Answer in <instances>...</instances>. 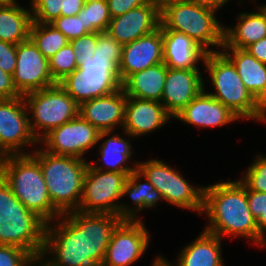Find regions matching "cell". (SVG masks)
<instances>
[{
	"label": "cell",
	"mask_w": 266,
	"mask_h": 266,
	"mask_svg": "<svg viewBox=\"0 0 266 266\" xmlns=\"http://www.w3.org/2000/svg\"><path fill=\"white\" fill-rule=\"evenodd\" d=\"M141 178H145L144 182L139 183ZM125 195L129 196L136 205L135 208L137 209L134 208V219H140L136 215L139 211H142L144 208H151L158 204L159 200H163L161 193L155 189L138 169L128 175L122 191V197Z\"/></svg>",
	"instance_id": "cell-29"
},
{
	"label": "cell",
	"mask_w": 266,
	"mask_h": 266,
	"mask_svg": "<svg viewBox=\"0 0 266 266\" xmlns=\"http://www.w3.org/2000/svg\"><path fill=\"white\" fill-rule=\"evenodd\" d=\"M38 264H40V265H38ZM33 265L34 266H36V265H38V266H48L42 261L41 258L34 259L31 266H33Z\"/></svg>",
	"instance_id": "cell-49"
},
{
	"label": "cell",
	"mask_w": 266,
	"mask_h": 266,
	"mask_svg": "<svg viewBox=\"0 0 266 266\" xmlns=\"http://www.w3.org/2000/svg\"><path fill=\"white\" fill-rule=\"evenodd\" d=\"M46 222L37 214L0 216V245L17 246L34 259L44 249Z\"/></svg>",
	"instance_id": "cell-15"
},
{
	"label": "cell",
	"mask_w": 266,
	"mask_h": 266,
	"mask_svg": "<svg viewBox=\"0 0 266 266\" xmlns=\"http://www.w3.org/2000/svg\"><path fill=\"white\" fill-rule=\"evenodd\" d=\"M122 48L123 45L107 32L97 33V46L93 56L111 57V62L119 68L122 59Z\"/></svg>",
	"instance_id": "cell-37"
},
{
	"label": "cell",
	"mask_w": 266,
	"mask_h": 266,
	"mask_svg": "<svg viewBox=\"0 0 266 266\" xmlns=\"http://www.w3.org/2000/svg\"><path fill=\"white\" fill-rule=\"evenodd\" d=\"M166 74L167 66L159 63L129 75L121 88L126 96L161 102Z\"/></svg>",
	"instance_id": "cell-25"
},
{
	"label": "cell",
	"mask_w": 266,
	"mask_h": 266,
	"mask_svg": "<svg viewBox=\"0 0 266 266\" xmlns=\"http://www.w3.org/2000/svg\"><path fill=\"white\" fill-rule=\"evenodd\" d=\"M48 62L50 74L56 83H59L78 68L73 46L70 42L49 58Z\"/></svg>",
	"instance_id": "cell-32"
},
{
	"label": "cell",
	"mask_w": 266,
	"mask_h": 266,
	"mask_svg": "<svg viewBox=\"0 0 266 266\" xmlns=\"http://www.w3.org/2000/svg\"><path fill=\"white\" fill-rule=\"evenodd\" d=\"M160 26V7L152 0L123 15L111 18L107 33L121 45L130 43L157 30Z\"/></svg>",
	"instance_id": "cell-16"
},
{
	"label": "cell",
	"mask_w": 266,
	"mask_h": 266,
	"mask_svg": "<svg viewBox=\"0 0 266 266\" xmlns=\"http://www.w3.org/2000/svg\"><path fill=\"white\" fill-rule=\"evenodd\" d=\"M257 158L239 180L249 189L266 193V155Z\"/></svg>",
	"instance_id": "cell-34"
},
{
	"label": "cell",
	"mask_w": 266,
	"mask_h": 266,
	"mask_svg": "<svg viewBox=\"0 0 266 266\" xmlns=\"http://www.w3.org/2000/svg\"><path fill=\"white\" fill-rule=\"evenodd\" d=\"M246 50L258 61L266 64V37L251 44Z\"/></svg>",
	"instance_id": "cell-44"
},
{
	"label": "cell",
	"mask_w": 266,
	"mask_h": 266,
	"mask_svg": "<svg viewBox=\"0 0 266 266\" xmlns=\"http://www.w3.org/2000/svg\"><path fill=\"white\" fill-rule=\"evenodd\" d=\"M149 237L141 219H123L112 233L101 266H131L146 251Z\"/></svg>",
	"instance_id": "cell-13"
},
{
	"label": "cell",
	"mask_w": 266,
	"mask_h": 266,
	"mask_svg": "<svg viewBox=\"0 0 266 266\" xmlns=\"http://www.w3.org/2000/svg\"><path fill=\"white\" fill-rule=\"evenodd\" d=\"M30 155L40 164L54 208L61 214L77 211L83 194V180L89 162L37 149Z\"/></svg>",
	"instance_id": "cell-3"
},
{
	"label": "cell",
	"mask_w": 266,
	"mask_h": 266,
	"mask_svg": "<svg viewBox=\"0 0 266 266\" xmlns=\"http://www.w3.org/2000/svg\"><path fill=\"white\" fill-rule=\"evenodd\" d=\"M160 8L168 2L179 1V0H153Z\"/></svg>",
	"instance_id": "cell-48"
},
{
	"label": "cell",
	"mask_w": 266,
	"mask_h": 266,
	"mask_svg": "<svg viewBox=\"0 0 266 266\" xmlns=\"http://www.w3.org/2000/svg\"><path fill=\"white\" fill-rule=\"evenodd\" d=\"M128 175L101 171L87 166L83 180V194L78 211L83 213H111L122 219H134V209L118 203Z\"/></svg>",
	"instance_id": "cell-7"
},
{
	"label": "cell",
	"mask_w": 266,
	"mask_h": 266,
	"mask_svg": "<svg viewBox=\"0 0 266 266\" xmlns=\"http://www.w3.org/2000/svg\"><path fill=\"white\" fill-rule=\"evenodd\" d=\"M131 143L128 140H125L120 135H112L103 141L99 147L100 160L104 164L97 166L89 163L88 165L91 168L115 172V173H126L127 175L135 172L137 170L138 163L135 161V165L130 167L129 165H123L127 160L132 156V147ZM106 168H105V167Z\"/></svg>",
	"instance_id": "cell-28"
},
{
	"label": "cell",
	"mask_w": 266,
	"mask_h": 266,
	"mask_svg": "<svg viewBox=\"0 0 266 266\" xmlns=\"http://www.w3.org/2000/svg\"><path fill=\"white\" fill-rule=\"evenodd\" d=\"M86 0H64L60 16H75L84 7Z\"/></svg>",
	"instance_id": "cell-45"
},
{
	"label": "cell",
	"mask_w": 266,
	"mask_h": 266,
	"mask_svg": "<svg viewBox=\"0 0 266 266\" xmlns=\"http://www.w3.org/2000/svg\"><path fill=\"white\" fill-rule=\"evenodd\" d=\"M28 109L22 97L0 99V153L29 155L23 146L38 143L30 129Z\"/></svg>",
	"instance_id": "cell-12"
},
{
	"label": "cell",
	"mask_w": 266,
	"mask_h": 266,
	"mask_svg": "<svg viewBox=\"0 0 266 266\" xmlns=\"http://www.w3.org/2000/svg\"><path fill=\"white\" fill-rule=\"evenodd\" d=\"M203 212L208 217L209 224L204 229L208 233L220 238L246 237L258 244L257 224L248 207L247 187L239 179L205 186Z\"/></svg>",
	"instance_id": "cell-2"
},
{
	"label": "cell",
	"mask_w": 266,
	"mask_h": 266,
	"mask_svg": "<svg viewBox=\"0 0 266 266\" xmlns=\"http://www.w3.org/2000/svg\"><path fill=\"white\" fill-rule=\"evenodd\" d=\"M163 62L168 68L199 69L196 64L204 61L206 51L184 33L162 30Z\"/></svg>",
	"instance_id": "cell-22"
},
{
	"label": "cell",
	"mask_w": 266,
	"mask_h": 266,
	"mask_svg": "<svg viewBox=\"0 0 266 266\" xmlns=\"http://www.w3.org/2000/svg\"><path fill=\"white\" fill-rule=\"evenodd\" d=\"M248 207L256 219L258 230V245L266 246V193L247 188Z\"/></svg>",
	"instance_id": "cell-33"
},
{
	"label": "cell",
	"mask_w": 266,
	"mask_h": 266,
	"mask_svg": "<svg viewBox=\"0 0 266 266\" xmlns=\"http://www.w3.org/2000/svg\"><path fill=\"white\" fill-rule=\"evenodd\" d=\"M221 240L219 236L204 230L195 241L183 247L177 258V266H224Z\"/></svg>",
	"instance_id": "cell-26"
},
{
	"label": "cell",
	"mask_w": 266,
	"mask_h": 266,
	"mask_svg": "<svg viewBox=\"0 0 266 266\" xmlns=\"http://www.w3.org/2000/svg\"><path fill=\"white\" fill-rule=\"evenodd\" d=\"M22 97L17 91L12 75L0 69V99H14Z\"/></svg>",
	"instance_id": "cell-43"
},
{
	"label": "cell",
	"mask_w": 266,
	"mask_h": 266,
	"mask_svg": "<svg viewBox=\"0 0 266 266\" xmlns=\"http://www.w3.org/2000/svg\"><path fill=\"white\" fill-rule=\"evenodd\" d=\"M127 96L122 88L79 105L78 114L99 132H113L124 125ZM120 124V125H119Z\"/></svg>",
	"instance_id": "cell-19"
},
{
	"label": "cell",
	"mask_w": 266,
	"mask_h": 266,
	"mask_svg": "<svg viewBox=\"0 0 266 266\" xmlns=\"http://www.w3.org/2000/svg\"><path fill=\"white\" fill-rule=\"evenodd\" d=\"M58 219L60 223L56 225L52 221L46 223L40 258L48 266H101L112 233L123 220L111 213L78 210ZM48 254H52L51 259L44 260Z\"/></svg>",
	"instance_id": "cell-1"
},
{
	"label": "cell",
	"mask_w": 266,
	"mask_h": 266,
	"mask_svg": "<svg viewBox=\"0 0 266 266\" xmlns=\"http://www.w3.org/2000/svg\"><path fill=\"white\" fill-rule=\"evenodd\" d=\"M16 2L0 4V40L14 45L29 39L33 23L31 11Z\"/></svg>",
	"instance_id": "cell-27"
},
{
	"label": "cell",
	"mask_w": 266,
	"mask_h": 266,
	"mask_svg": "<svg viewBox=\"0 0 266 266\" xmlns=\"http://www.w3.org/2000/svg\"><path fill=\"white\" fill-rule=\"evenodd\" d=\"M200 73V69L167 67L161 103L172 118L205 89Z\"/></svg>",
	"instance_id": "cell-17"
},
{
	"label": "cell",
	"mask_w": 266,
	"mask_h": 266,
	"mask_svg": "<svg viewBox=\"0 0 266 266\" xmlns=\"http://www.w3.org/2000/svg\"><path fill=\"white\" fill-rule=\"evenodd\" d=\"M23 98L33 119L29 118L30 129L38 142L51 130L78 115L79 105L59 83L26 93Z\"/></svg>",
	"instance_id": "cell-9"
},
{
	"label": "cell",
	"mask_w": 266,
	"mask_h": 266,
	"mask_svg": "<svg viewBox=\"0 0 266 266\" xmlns=\"http://www.w3.org/2000/svg\"><path fill=\"white\" fill-rule=\"evenodd\" d=\"M0 176L19 201L46 223L61 216L51 203L40 164L30 154L3 156Z\"/></svg>",
	"instance_id": "cell-4"
},
{
	"label": "cell",
	"mask_w": 266,
	"mask_h": 266,
	"mask_svg": "<svg viewBox=\"0 0 266 266\" xmlns=\"http://www.w3.org/2000/svg\"><path fill=\"white\" fill-rule=\"evenodd\" d=\"M151 1L152 0H107V3L110 16L114 18Z\"/></svg>",
	"instance_id": "cell-42"
},
{
	"label": "cell",
	"mask_w": 266,
	"mask_h": 266,
	"mask_svg": "<svg viewBox=\"0 0 266 266\" xmlns=\"http://www.w3.org/2000/svg\"><path fill=\"white\" fill-rule=\"evenodd\" d=\"M186 124L219 127L240 119L229 108L204 90L175 117Z\"/></svg>",
	"instance_id": "cell-21"
},
{
	"label": "cell",
	"mask_w": 266,
	"mask_h": 266,
	"mask_svg": "<svg viewBox=\"0 0 266 266\" xmlns=\"http://www.w3.org/2000/svg\"><path fill=\"white\" fill-rule=\"evenodd\" d=\"M203 62L215 90V93L208 94L223 103L240 119L266 122V109L249 92L235 66L221 50L206 53Z\"/></svg>",
	"instance_id": "cell-6"
},
{
	"label": "cell",
	"mask_w": 266,
	"mask_h": 266,
	"mask_svg": "<svg viewBox=\"0 0 266 266\" xmlns=\"http://www.w3.org/2000/svg\"><path fill=\"white\" fill-rule=\"evenodd\" d=\"M34 258L17 246L0 245V266H31Z\"/></svg>",
	"instance_id": "cell-39"
},
{
	"label": "cell",
	"mask_w": 266,
	"mask_h": 266,
	"mask_svg": "<svg viewBox=\"0 0 266 266\" xmlns=\"http://www.w3.org/2000/svg\"><path fill=\"white\" fill-rule=\"evenodd\" d=\"M59 84L78 105L121 88L118 68L111 62V57L102 56L81 61L77 70Z\"/></svg>",
	"instance_id": "cell-8"
},
{
	"label": "cell",
	"mask_w": 266,
	"mask_h": 266,
	"mask_svg": "<svg viewBox=\"0 0 266 266\" xmlns=\"http://www.w3.org/2000/svg\"><path fill=\"white\" fill-rule=\"evenodd\" d=\"M77 15L89 33L106 32L111 21L107 0H86Z\"/></svg>",
	"instance_id": "cell-31"
},
{
	"label": "cell",
	"mask_w": 266,
	"mask_h": 266,
	"mask_svg": "<svg viewBox=\"0 0 266 266\" xmlns=\"http://www.w3.org/2000/svg\"><path fill=\"white\" fill-rule=\"evenodd\" d=\"M10 0H0V4H5L7 2H9Z\"/></svg>",
	"instance_id": "cell-51"
},
{
	"label": "cell",
	"mask_w": 266,
	"mask_h": 266,
	"mask_svg": "<svg viewBox=\"0 0 266 266\" xmlns=\"http://www.w3.org/2000/svg\"><path fill=\"white\" fill-rule=\"evenodd\" d=\"M16 56L12 77L17 91L22 96L57 84L50 74L48 59L30 38L16 45Z\"/></svg>",
	"instance_id": "cell-14"
},
{
	"label": "cell",
	"mask_w": 266,
	"mask_h": 266,
	"mask_svg": "<svg viewBox=\"0 0 266 266\" xmlns=\"http://www.w3.org/2000/svg\"><path fill=\"white\" fill-rule=\"evenodd\" d=\"M76 56L77 64L87 61L94 55L97 46V33H88L70 41Z\"/></svg>",
	"instance_id": "cell-40"
},
{
	"label": "cell",
	"mask_w": 266,
	"mask_h": 266,
	"mask_svg": "<svg viewBox=\"0 0 266 266\" xmlns=\"http://www.w3.org/2000/svg\"><path fill=\"white\" fill-rule=\"evenodd\" d=\"M137 169L157 189L163 200L177 207L203 213L205 187H194L161 160L138 163Z\"/></svg>",
	"instance_id": "cell-10"
},
{
	"label": "cell",
	"mask_w": 266,
	"mask_h": 266,
	"mask_svg": "<svg viewBox=\"0 0 266 266\" xmlns=\"http://www.w3.org/2000/svg\"><path fill=\"white\" fill-rule=\"evenodd\" d=\"M16 60V45L0 40V69L13 75Z\"/></svg>",
	"instance_id": "cell-41"
},
{
	"label": "cell",
	"mask_w": 266,
	"mask_h": 266,
	"mask_svg": "<svg viewBox=\"0 0 266 266\" xmlns=\"http://www.w3.org/2000/svg\"><path fill=\"white\" fill-rule=\"evenodd\" d=\"M63 3L64 0H32L30 11L33 22L51 23L54 19L60 17Z\"/></svg>",
	"instance_id": "cell-35"
},
{
	"label": "cell",
	"mask_w": 266,
	"mask_h": 266,
	"mask_svg": "<svg viewBox=\"0 0 266 266\" xmlns=\"http://www.w3.org/2000/svg\"><path fill=\"white\" fill-rule=\"evenodd\" d=\"M215 14L216 11L187 0L172 1L160 8L159 27L186 34L207 53L219 52L210 48H222L224 44V26Z\"/></svg>",
	"instance_id": "cell-5"
},
{
	"label": "cell",
	"mask_w": 266,
	"mask_h": 266,
	"mask_svg": "<svg viewBox=\"0 0 266 266\" xmlns=\"http://www.w3.org/2000/svg\"><path fill=\"white\" fill-rule=\"evenodd\" d=\"M2 160H3V155L0 153V171H1V167H2Z\"/></svg>",
	"instance_id": "cell-50"
},
{
	"label": "cell",
	"mask_w": 266,
	"mask_h": 266,
	"mask_svg": "<svg viewBox=\"0 0 266 266\" xmlns=\"http://www.w3.org/2000/svg\"><path fill=\"white\" fill-rule=\"evenodd\" d=\"M29 38L47 59L70 42L61 31L50 23L33 22Z\"/></svg>",
	"instance_id": "cell-30"
},
{
	"label": "cell",
	"mask_w": 266,
	"mask_h": 266,
	"mask_svg": "<svg viewBox=\"0 0 266 266\" xmlns=\"http://www.w3.org/2000/svg\"><path fill=\"white\" fill-rule=\"evenodd\" d=\"M163 63L162 29L143 36L122 48V59L118 68L121 83L131 74Z\"/></svg>",
	"instance_id": "cell-18"
},
{
	"label": "cell",
	"mask_w": 266,
	"mask_h": 266,
	"mask_svg": "<svg viewBox=\"0 0 266 266\" xmlns=\"http://www.w3.org/2000/svg\"><path fill=\"white\" fill-rule=\"evenodd\" d=\"M171 117L159 101L127 96L122 130L130 138L139 137L161 128Z\"/></svg>",
	"instance_id": "cell-20"
},
{
	"label": "cell",
	"mask_w": 266,
	"mask_h": 266,
	"mask_svg": "<svg viewBox=\"0 0 266 266\" xmlns=\"http://www.w3.org/2000/svg\"><path fill=\"white\" fill-rule=\"evenodd\" d=\"M158 257V258H157ZM155 261H152V266H172L165 258L157 256Z\"/></svg>",
	"instance_id": "cell-47"
},
{
	"label": "cell",
	"mask_w": 266,
	"mask_h": 266,
	"mask_svg": "<svg viewBox=\"0 0 266 266\" xmlns=\"http://www.w3.org/2000/svg\"><path fill=\"white\" fill-rule=\"evenodd\" d=\"M56 29L61 31L69 41L82 37L89 32L84 28L82 19L75 16H60L51 23Z\"/></svg>",
	"instance_id": "cell-38"
},
{
	"label": "cell",
	"mask_w": 266,
	"mask_h": 266,
	"mask_svg": "<svg viewBox=\"0 0 266 266\" xmlns=\"http://www.w3.org/2000/svg\"><path fill=\"white\" fill-rule=\"evenodd\" d=\"M109 135H112V132H99L78 114L67 123L51 130L39 143H44V150L50 154L84 160V154Z\"/></svg>",
	"instance_id": "cell-11"
},
{
	"label": "cell",
	"mask_w": 266,
	"mask_h": 266,
	"mask_svg": "<svg viewBox=\"0 0 266 266\" xmlns=\"http://www.w3.org/2000/svg\"><path fill=\"white\" fill-rule=\"evenodd\" d=\"M257 8V12L239 13L234 28L224 27L223 47L246 49L266 37V5Z\"/></svg>",
	"instance_id": "cell-24"
},
{
	"label": "cell",
	"mask_w": 266,
	"mask_h": 266,
	"mask_svg": "<svg viewBox=\"0 0 266 266\" xmlns=\"http://www.w3.org/2000/svg\"><path fill=\"white\" fill-rule=\"evenodd\" d=\"M195 3L198 6L206 7L217 12L219 7L221 8L224 4H227L228 0H187Z\"/></svg>",
	"instance_id": "cell-46"
},
{
	"label": "cell",
	"mask_w": 266,
	"mask_h": 266,
	"mask_svg": "<svg viewBox=\"0 0 266 266\" xmlns=\"http://www.w3.org/2000/svg\"><path fill=\"white\" fill-rule=\"evenodd\" d=\"M222 48L221 52L233 63L246 88L266 109V64L258 61L246 49Z\"/></svg>",
	"instance_id": "cell-23"
},
{
	"label": "cell",
	"mask_w": 266,
	"mask_h": 266,
	"mask_svg": "<svg viewBox=\"0 0 266 266\" xmlns=\"http://www.w3.org/2000/svg\"><path fill=\"white\" fill-rule=\"evenodd\" d=\"M21 214H36L26 208L13 194L9 185L0 176V216L6 215H21Z\"/></svg>",
	"instance_id": "cell-36"
}]
</instances>
